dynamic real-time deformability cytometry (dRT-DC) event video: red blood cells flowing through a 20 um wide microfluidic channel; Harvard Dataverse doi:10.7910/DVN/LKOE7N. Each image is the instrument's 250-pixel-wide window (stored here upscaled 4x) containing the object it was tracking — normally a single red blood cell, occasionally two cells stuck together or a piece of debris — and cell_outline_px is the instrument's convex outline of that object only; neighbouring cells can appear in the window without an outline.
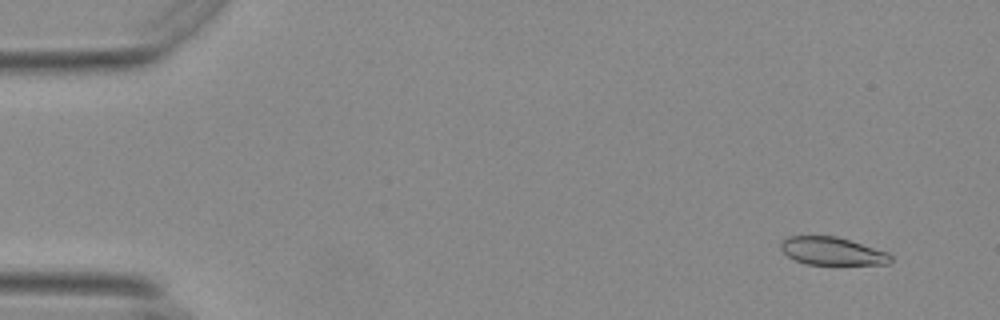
{"species": "Egyptian fruit bat (a non-hibernating species)", "species_latin": "Rousettus aegyptiacus", "temperature_condition": "warm", "stored_images_in_passage": 55, "camera_frame_rate_fps": 3000, "um_per_image_px": 0.085, "animal": {"sex": "female"}, "frame": {"image": 1, "passage_image": 4, "time_ms": 1.0, "image_size_px": [1000, 320], "cell_outline_px": [[892, 260], [888, 264], [808, 264], [796, 260], [788, 256], [780, 248], [780, 244], [788, 236], [836, 236], [888, 252], [892, 256]], "centroid_in_image_um": [70.75, 21.34], "position_along_channel_um": 14.3, "area_um2": 17.63}}
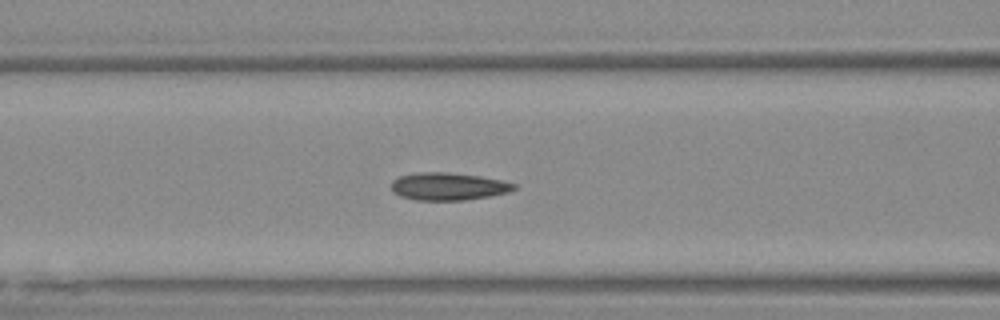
{"frame": {"image": 2, "passage_image": 23, "time_ms": 7.333, "image_size_px": [1000, 320], "cell_outline_px": [[516, 188], [508, 192], [488, 196], [464, 200], [416, 200], [400, 196], [392, 192], [392, 180], [400, 176], [420, 172], [448, 172], [480, 176], [500, 180], [516, 184]], "centroid_in_image_um": [38.08, 15.84], "position_along_channel_um": 128.5, "area_um2": 19.59}}
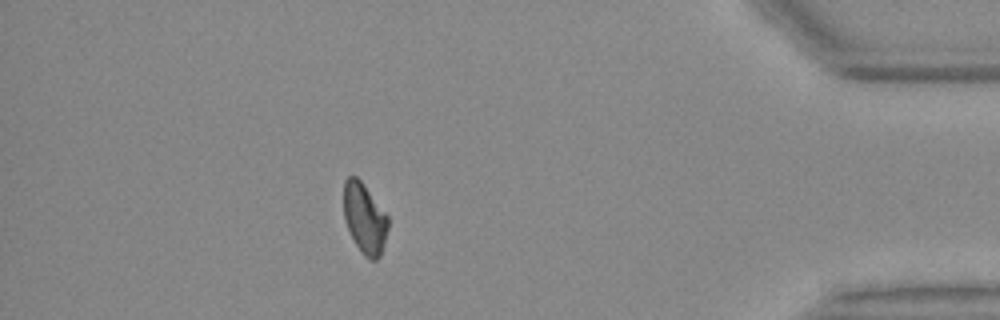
{"frame": {"image": 3, "passage_image": 49, "time_ms": 16.0, "image_size_px": [1000, 320], "cell_outline_px": [[388, 228], [384, 244], [380, 256], [376, 260], [368, 260], [360, 252], [344, 220], [344, 180], [348, 176], [356, 176], [360, 180], [388, 216]], "centroid_in_image_um": [30.99, 18.58], "position_along_channel_um": 404.2, "area_um2": 18.09}, "authors_computed_cell_mechanics": {"area_um2": 18.785, "velocity_mm_per_s": 3.7081, "shape_relaxation_time_tau1_ms": null, "shape_relaxation_time_tau2_ms": 3.3452, "deformation_change_tau1": null, "deformation_change_tau2": 0.0785}}